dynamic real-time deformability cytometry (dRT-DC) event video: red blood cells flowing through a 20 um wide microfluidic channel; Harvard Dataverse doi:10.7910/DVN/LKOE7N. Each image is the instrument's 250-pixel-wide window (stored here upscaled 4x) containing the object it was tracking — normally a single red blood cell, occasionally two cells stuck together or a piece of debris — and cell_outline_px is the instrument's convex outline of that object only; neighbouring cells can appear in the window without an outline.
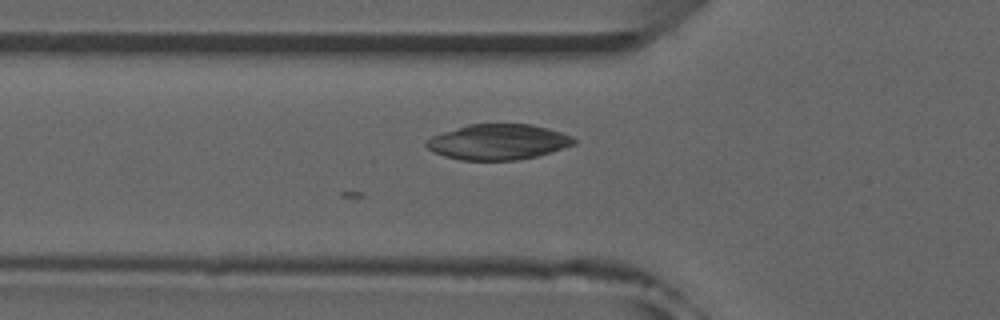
{"species": "common noctule bat (a hibernating species)", "species_latin": "Nyctalus noctula", "temperature_condition": "room temperature", "stored_images_in_passage": 4, "camera_frame_rate_fps": 3000, "um_per_image_px": 0.085, "animal": {"sex": "male", "forearm_length_mm": 52.5}, "frame": {"image": 1, "passage_image": 4, "time_ms": 1.0, "image_size_px": [1000, 320], "cell_outline_px": [[576, 144], [536, 156], [516, 160], [460, 160], [444, 156], [428, 148], [424, 144], [432, 136], [468, 124], [532, 124], [548, 128], [572, 136], [576, 140]], "centroid_in_image_um": [42.36, 12.06], "position_along_channel_um": 83.4, "area_um2": 30.29}}